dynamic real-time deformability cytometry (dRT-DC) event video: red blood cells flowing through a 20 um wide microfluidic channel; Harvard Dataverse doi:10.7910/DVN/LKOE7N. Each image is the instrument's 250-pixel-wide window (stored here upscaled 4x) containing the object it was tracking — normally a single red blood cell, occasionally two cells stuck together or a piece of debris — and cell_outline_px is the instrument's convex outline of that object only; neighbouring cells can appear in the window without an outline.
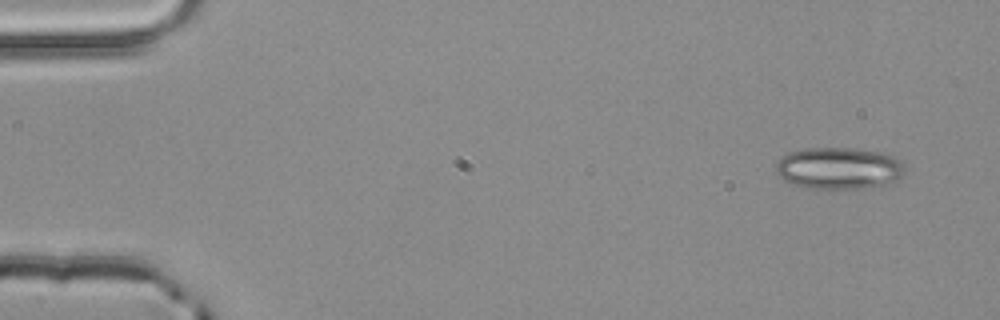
{"species": "common noctule bat (a hibernating species)", "species_latin": "Nyctalus noctula", "temperature_condition": "room temperature", "stored_images_in_passage": 4, "camera_frame_rate_fps": 3000, "um_per_image_px": 0.085, "animal": {"sex": "male", "body_mass_g": 20.4}, "frame": {"image": 1, "passage_image": 1, "time_ms": 0.0, "image_size_px": [1000, 320], "cell_outline_px": [[904, 172], [900, 180], [892, 184], [856, 188], [804, 188], [792, 184], [784, 180], [776, 172], [776, 164], [788, 152], [804, 148], [856, 148], [880, 152], [896, 156], [904, 164]], "centroid_in_image_um": [71.35, 14.29], "position_along_channel_um": 13.7, "area_um2": 31.73}}